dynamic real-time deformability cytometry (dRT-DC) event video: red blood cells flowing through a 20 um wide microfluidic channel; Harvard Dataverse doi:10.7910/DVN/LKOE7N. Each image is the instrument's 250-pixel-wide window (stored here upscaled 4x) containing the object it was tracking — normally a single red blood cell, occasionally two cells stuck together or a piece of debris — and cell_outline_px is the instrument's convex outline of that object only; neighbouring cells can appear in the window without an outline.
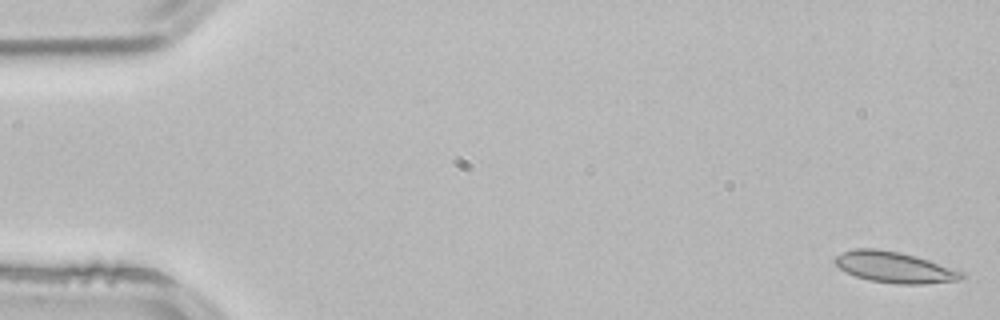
{"species": "common noctule bat (a hibernating species)", "species_latin": "Nyctalus noctula", "temperature_condition": "room temperature", "stored_images_in_passage": 5, "camera_frame_rate_fps": 3000, "um_per_image_px": 0.085, "animal": {"sex": "male", "body_mass_g": 21.5, "forearm_length_mm": 52.0}, "frame": {"image": 1, "passage_image": 1, "time_ms": 0.0, "image_size_px": [1000, 320], "cell_outline_px": [[964, 280], [924, 284], [896, 284], [868, 280], [856, 276], [840, 268], [832, 260], [840, 252], [852, 248], [876, 248], [900, 252], [916, 256], [964, 272]], "centroid_in_image_um": [76.02, 22.71], "position_along_channel_um": 9.0, "area_um2": 23.06}}
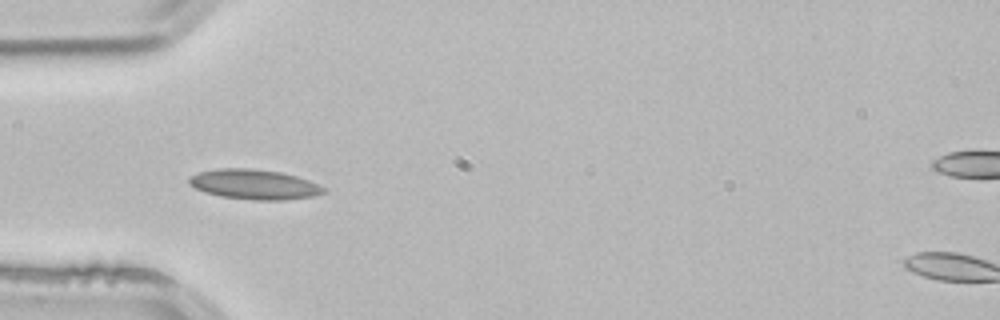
{"frame": {"image": 2, "passage_image": 4, "time_ms": 1.0, "image_size_px": [1000, 320], "cell_outline_px": [[324, 192], [312, 196], [284, 200], [256, 200], [220, 196], [204, 192], [188, 184], [188, 176], [200, 172], [216, 168], [248, 168], [280, 172], [296, 176], [308, 180], [324, 188]], "centroid_in_image_um": [21.54, 15.67], "position_along_channel_um": 63.5, "area_um2": 23.29}}